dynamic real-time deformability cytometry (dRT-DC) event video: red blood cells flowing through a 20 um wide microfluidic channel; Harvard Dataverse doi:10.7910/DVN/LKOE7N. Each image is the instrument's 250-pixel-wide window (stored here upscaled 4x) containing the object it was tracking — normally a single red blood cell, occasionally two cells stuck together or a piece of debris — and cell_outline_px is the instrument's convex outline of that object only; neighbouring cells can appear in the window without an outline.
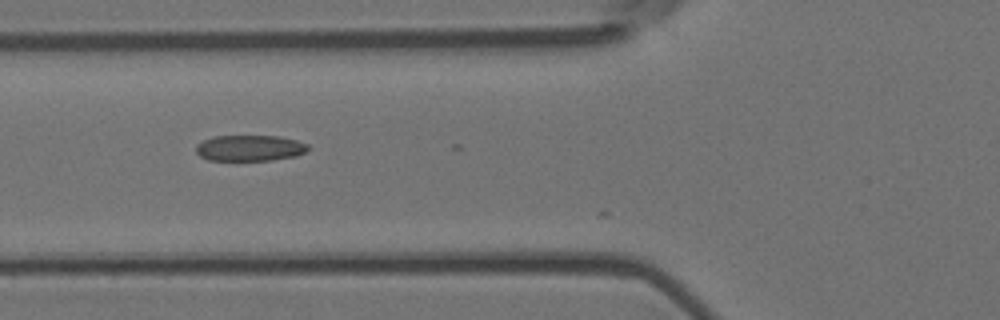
{"species": "Egyptian fruit bat (a non-hibernating species)", "species_latin": "Rousettus aegyptiacus", "temperature_condition": "room temperature", "stored_images_in_passage": 4, "camera_frame_rate_fps": 3000, "um_per_image_px": 0.085, "animal": {"sex": "female"}, "frame": {"image": 1, "passage_image": 3, "time_ms": 0.667, "image_size_px": [1000, 320], "cell_outline_px": [[312, 148], [296, 156], [272, 160], [208, 160], [200, 156], [196, 152], [196, 144], [212, 136], [280, 136], [296, 140], [308, 144]], "centroid_in_image_um": [21.24, 12.58], "position_along_channel_um": 104.6, "area_um2": 17.05}}